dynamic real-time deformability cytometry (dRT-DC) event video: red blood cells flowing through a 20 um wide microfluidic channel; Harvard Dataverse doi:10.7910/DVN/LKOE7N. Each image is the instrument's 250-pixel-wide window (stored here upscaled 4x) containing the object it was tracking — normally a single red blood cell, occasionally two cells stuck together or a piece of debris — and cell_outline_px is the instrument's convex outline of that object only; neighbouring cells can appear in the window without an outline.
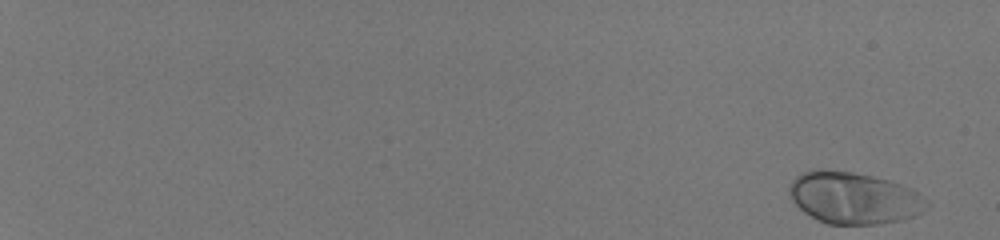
{"species": "human", "species_latin": "Homo sapiens", "temperature_condition": "room temperature", "stored_images_in_passage": 54, "camera_frame_rate_fps": 3000, "um_per_image_px": 0.085, "donor": {"sex": "male"}, "frame": {"image": 1, "passage_image": 1, "time_ms": 0.0, "image_size_px": [1000, 240], "cell_outline_px": [[928, 204], [920, 212], [912, 216], [900, 220], [876, 224], [828, 224], [804, 212], [792, 200], [788, 192], [788, 188], [792, 180], [800, 172], [820, 168], [852, 172], [872, 176], [888, 180], [912, 188], [928, 200]], "centroid_in_image_um": [72.54, 16.8], "position_along_channel_um": 12.5, "area_um2": 41.38}}
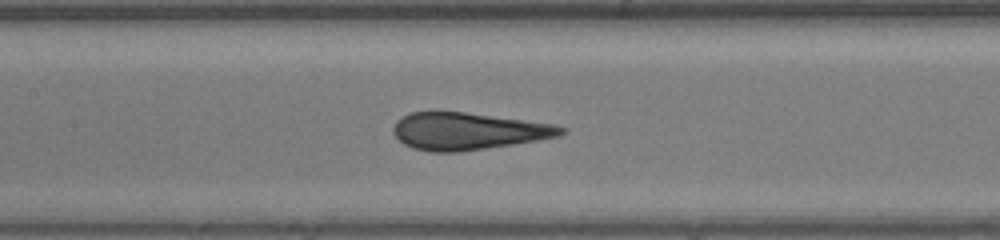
{"frame": {"image": 2, "passage_image": 31, "time_ms": 10.0, "image_size_px": [1000, 240], "cell_outline_px": [[568, 132], [560, 136], [540, 140], [456, 152], [428, 152], [412, 148], [404, 144], [392, 132], [392, 128], [396, 120], [412, 112], [464, 112], [552, 124], [568, 128]], "centroid_in_image_um": [39.78, 11.16], "position_along_channel_um": 167.6, "area_um2": 36.13}}
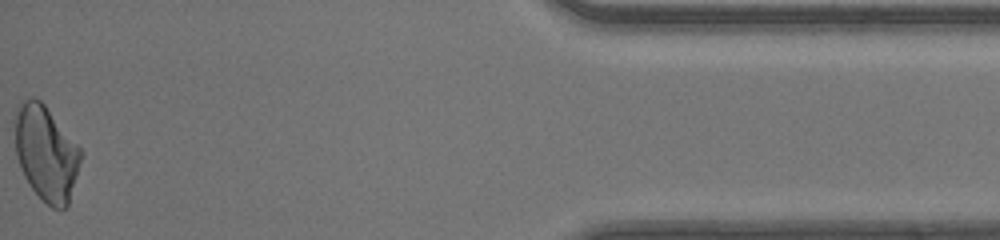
{"frame": {"image": 3, "passage_image": 54, "time_ms": 17.667, "image_size_px": [1000, 240], "cell_outline_px": [[84, 152], [68, 204], [64, 208], [52, 208], [32, 188], [24, 176], [20, 168], [16, 152], [12, 120], [16, 108], [20, 100], [32, 96], [40, 100], [44, 104]], "centroid_in_image_um": [3.88, 12.95], "position_along_channel_um": 431.3, "area_um2": 36.82}, "authors_computed_cell_mechanics": {"area_um2": 37.1365, "velocity_mm_per_s": 4.1772, "shape_relaxation_time_tau1_ms": 4.7521, "shape_relaxation_time_tau2_ms": null, "deformation_change_tau1": 0.1878, "deformation_change_tau2": null}}